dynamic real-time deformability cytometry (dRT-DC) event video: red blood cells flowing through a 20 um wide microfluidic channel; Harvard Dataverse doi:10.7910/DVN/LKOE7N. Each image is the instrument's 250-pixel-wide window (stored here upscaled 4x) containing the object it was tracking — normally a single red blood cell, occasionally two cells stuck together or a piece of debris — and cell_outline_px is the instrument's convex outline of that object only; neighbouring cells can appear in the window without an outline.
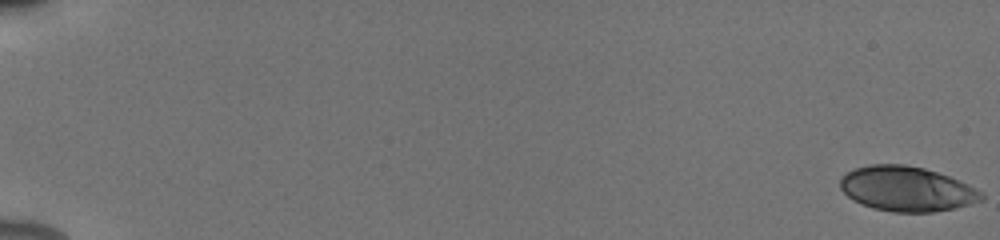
{"species": "human", "species_latin": "Homo sapiens", "temperature_condition": "cold", "stored_images_in_passage": 55, "camera_frame_rate_fps": 3000, "um_per_image_px": 0.085, "donor": {"sex": "male"}, "frame": {"image": 1, "passage_image": 1, "time_ms": 0.0, "image_size_px": [1000, 240], "cell_outline_px": [[984, 200], [952, 208], [932, 212], [892, 212], [872, 208], [860, 204], [848, 196], [840, 188], [840, 176], [856, 168], [868, 164], [904, 164], [924, 168], [948, 176], [968, 184], [984, 192]], "centroid_in_image_um": [77.06, 16.05], "position_along_channel_um": 7.9, "area_um2": 36.93}}
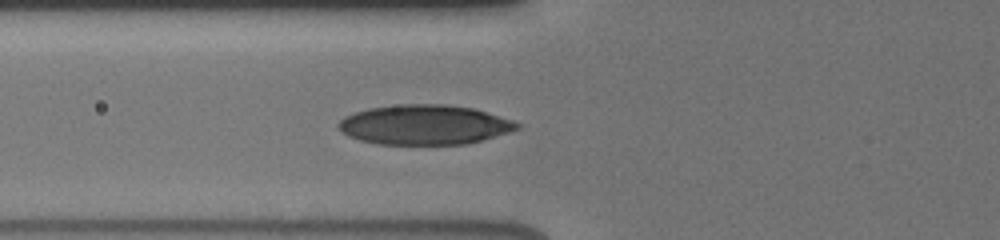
{"frame": {"image": 2, "passage_image": 23, "time_ms": 7.333, "image_size_px": [1000, 240], "cell_outline_px": [[520, 128], [508, 132], [468, 144], [380, 144], [360, 140], [348, 136], [336, 124], [344, 116], [368, 108], [400, 104], [444, 104], [472, 108], [488, 112], [512, 120], [520, 124]], "centroid_in_image_um": [36.08, 10.6], "position_along_channel_um": 89.7, "area_um2": 41.21}}
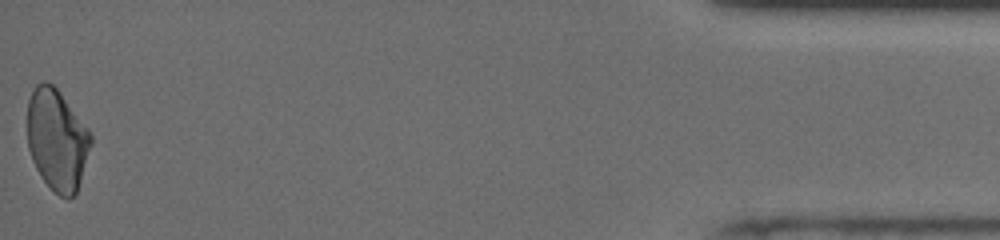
{"frame": {"image": 3, "passage_image": 55, "time_ms": 18.0, "image_size_px": [1000, 240], "cell_outline_px": [[92, 144], [76, 192], [68, 200], [60, 196], [40, 176], [32, 160], [28, 148], [28, 100], [36, 84], [44, 80], [52, 84], [60, 92], [88, 128], [92, 136]], "centroid_in_image_um": [4.85, 11.86], "position_along_channel_um": 430.4, "area_um2": 37.28}, "authors_computed_cell_mechanics": {"area_um2": 37.9168, "velocity_mm_per_s": 3.9192, "shape_relaxation_time_tau1_ms": 5.2375, "shape_relaxation_time_tau2_ms": 3.4276, "deformation_change_tau1": 0.1234, "deformation_change_tau2": 0.0892}}